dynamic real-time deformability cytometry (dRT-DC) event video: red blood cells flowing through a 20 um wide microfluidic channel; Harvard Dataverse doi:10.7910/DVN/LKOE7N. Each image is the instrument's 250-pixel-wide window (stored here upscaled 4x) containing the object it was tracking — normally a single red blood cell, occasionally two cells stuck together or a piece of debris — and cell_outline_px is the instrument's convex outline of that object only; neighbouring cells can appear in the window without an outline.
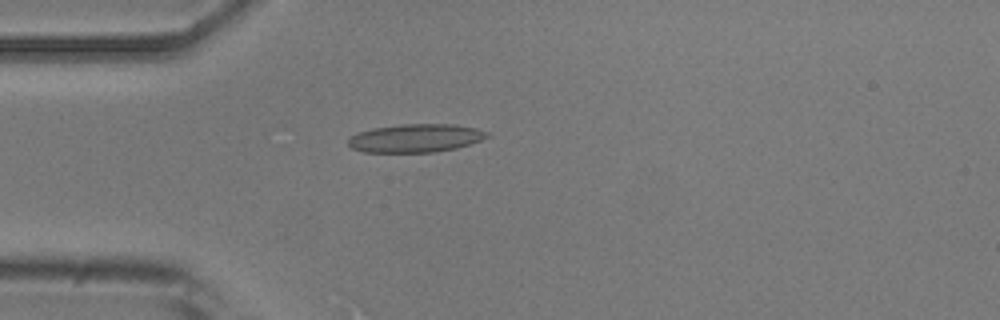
{"species": "common noctule bat (a hibernating species)", "species_latin": "Nyctalus noctula", "temperature_condition": "room temperature", "stored_images_in_passage": 3, "camera_frame_rate_fps": 3000, "um_per_image_px": 0.085, "animal": {"sex": "male", "body_mass_g": 20.5, "forearm_length_mm": 52.5}, "frame": {"image": 1, "passage_image": 3, "time_ms": 2.333, "image_size_px": [1000, 320], "cell_outline_px": [[492, 136], [456, 148], [436, 152], [364, 152], [352, 148], [348, 144], [348, 140], [352, 136], [360, 132], [372, 128], [404, 124], [452, 124], [476, 128], [488, 132]], "centroid_in_image_um": [35.35, 11.74], "position_along_channel_um": 49.6, "area_um2": 22.77}}